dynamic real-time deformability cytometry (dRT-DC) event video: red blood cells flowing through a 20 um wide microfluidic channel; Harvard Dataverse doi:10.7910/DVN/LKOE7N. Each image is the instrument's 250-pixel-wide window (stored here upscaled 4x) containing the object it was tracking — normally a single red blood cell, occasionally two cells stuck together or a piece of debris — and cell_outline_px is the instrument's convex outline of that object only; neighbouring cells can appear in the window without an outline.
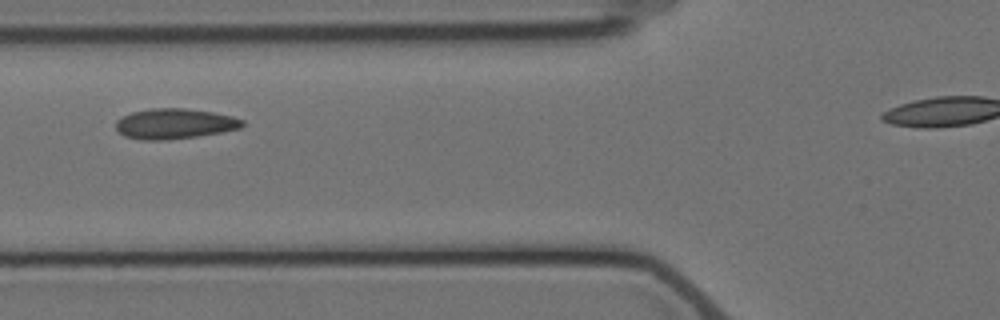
{"species": "Egyptian fruit bat (a non-hibernating species)", "species_latin": "Rousettus aegyptiacus", "temperature_condition": "cold", "stored_images_in_passage": 8, "segment_of_instrument_passage": [1, 2], "camera_frame_rate_fps": 3000, "um_per_image_px": 0.085, "animal": {"sex": "female"}, "frame": {"image": 1, "passage_image": 5, "time_ms": 4.667, "image_size_px": [1000, 320], "cell_outline_px": [[244, 124], [240, 128], [220, 132], [196, 136], [164, 140], [144, 140], [124, 136], [116, 128], [116, 120], [132, 112], [152, 108], [184, 108], [212, 112], [232, 116], [244, 120]], "centroid_in_image_um": [14.83, 10.51], "position_along_channel_um": 111.0, "area_um2": 22.14}}
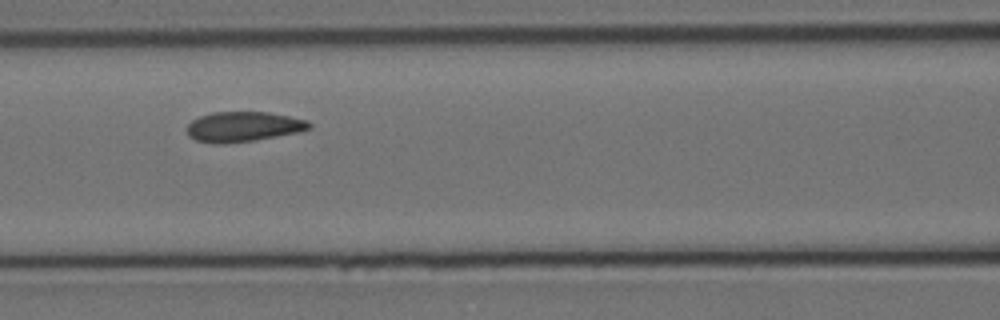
{"frame": {"image": 2, "passage_image": 6, "time_ms": 5.667, "image_size_px": [1000, 320], "cell_outline_px": [[312, 128], [300, 132], [252, 140], [224, 144], [216, 144], [196, 140], [188, 136], [188, 124], [192, 120], [200, 116], [212, 112], [268, 112], [308, 120], [312, 124]], "centroid_in_image_um": [20.7, 10.76], "position_along_channel_um": 145.9, "area_um2": 21.39}}
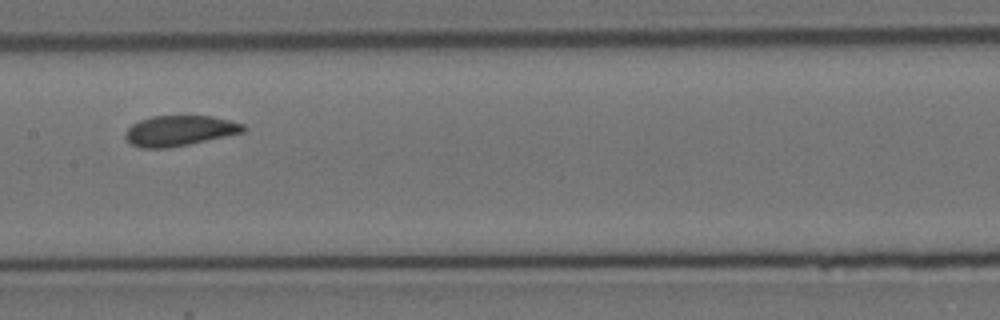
{"frame": {"image": 3, "passage_image": 7, "time_ms": 7.0, "image_size_px": [1000, 320], "cell_outline_px": [[244, 132], [188, 144], [168, 148], [140, 148], [132, 144], [124, 136], [124, 132], [132, 124], [140, 120], [152, 116], [212, 116], [244, 124]], "centroid_in_image_um": [15.22, 11.11], "position_along_channel_um": 192.2, "area_um2": 20.69}}